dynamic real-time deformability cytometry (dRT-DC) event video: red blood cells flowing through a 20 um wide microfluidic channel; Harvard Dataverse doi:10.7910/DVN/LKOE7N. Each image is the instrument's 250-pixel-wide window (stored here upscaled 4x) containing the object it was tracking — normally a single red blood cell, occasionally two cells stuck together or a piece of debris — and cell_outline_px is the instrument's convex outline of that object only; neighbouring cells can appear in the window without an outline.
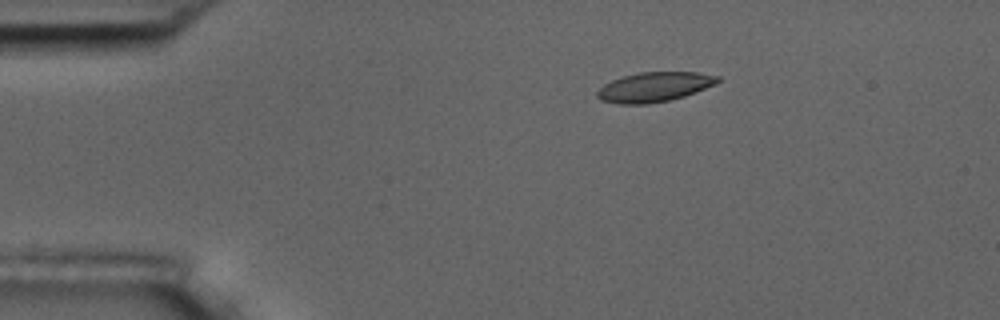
{"species": "common noctule bat (a hibernating species)", "species_latin": "Nyctalus noctula", "temperature_condition": "room temperature", "stored_images_in_passage": 6, "camera_frame_rate_fps": 3000, "um_per_image_px": 0.085, "animal": {"sex": "male", "body_mass_g": 17.5, "forearm_length_mm": 52.3}, "frame": {"image": 1, "passage_image": 3, "time_ms": 2.333, "image_size_px": [1000, 320], "cell_outline_px": [[720, 80], [696, 92], [684, 96], [668, 100], [648, 104], [620, 104], [600, 100], [596, 96], [596, 92], [604, 84], [612, 80], [624, 76], [640, 72], [700, 72], [720, 76]], "centroid_in_image_um": [55.59, 7.39], "position_along_channel_um": 29.4, "area_um2": 20.69}}
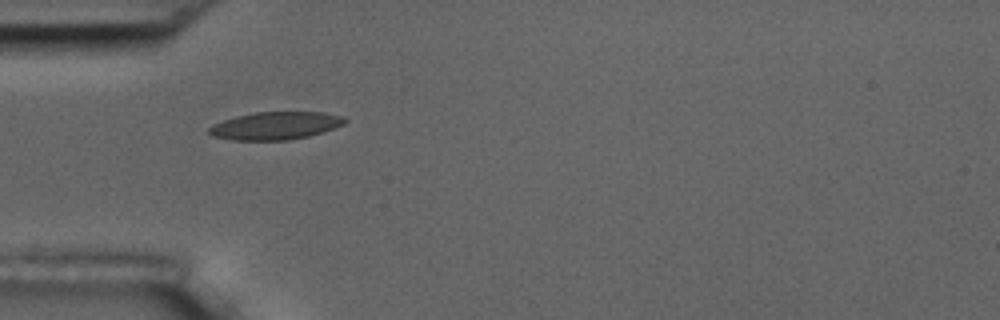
{"frame": {"image": 2, "passage_image": 5, "time_ms": 4.667, "image_size_px": [1000, 320], "cell_outline_px": [[348, 120], [344, 124], [308, 136], [288, 140], [232, 140], [212, 136], [208, 132], [208, 128], [212, 124], [236, 116], [256, 112], [324, 112], [344, 116]], "centroid_in_image_um": [23.39, 10.68], "position_along_channel_um": 61.6, "area_um2": 21.91}}